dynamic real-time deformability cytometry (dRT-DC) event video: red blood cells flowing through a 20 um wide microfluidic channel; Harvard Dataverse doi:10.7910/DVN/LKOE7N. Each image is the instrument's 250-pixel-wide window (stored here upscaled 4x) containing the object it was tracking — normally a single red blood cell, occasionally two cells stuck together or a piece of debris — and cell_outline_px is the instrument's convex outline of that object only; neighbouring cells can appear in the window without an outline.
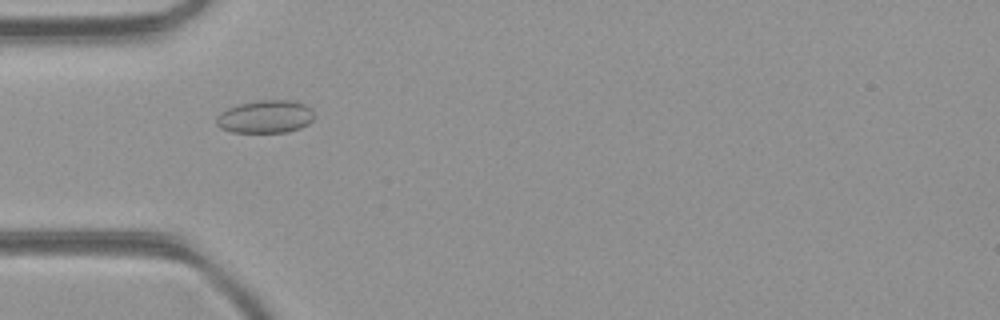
{"species": "common noctule bat (a hibernating species)", "species_latin": "Nyctalus noctula", "temperature_condition": "room temperature", "stored_images_in_passage": 4, "camera_frame_rate_fps": 3000, "um_per_image_px": 0.085, "animal": {"sex": "female", "body_mass_g": 21.9}, "frame": {"image": 1, "passage_image": 2, "time_ms": 0.333, "image_size_px": [1000, 320], "cell_outline_px": [[312, 120], [308, 124], [300, 128], [288, 132], [232, 132], [220, 128], [216, 124], [216, 116], [220, 112], [228, 108], [240, 104], [260, 100], [288, 100], [304, 104], [312, 108]], "centroid_in_image_um": [22.54, 9.92], "position_along_channel_um": 62.5, "area_um2": 18.67}}
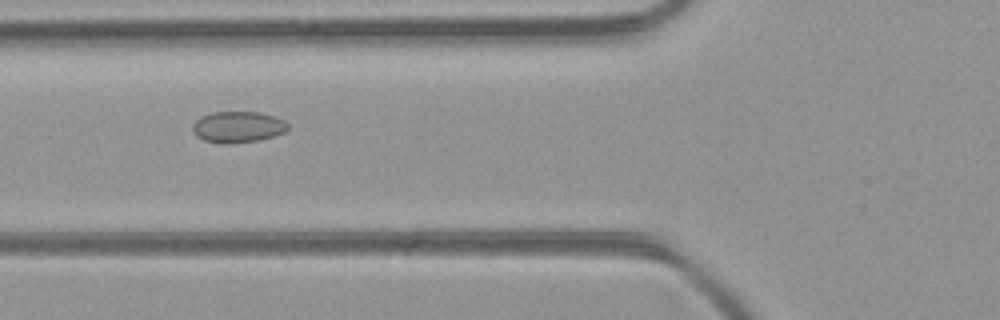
{"frame": {"image": 2, "passage_image": 3, "time_ms": 0.667, "image_size_px": [1000, 320], "cell_outline_px": [[288, 128], [284, 132], [260, 140], [228, 144], [220, 144], [204, 140], [196, 136], [192, 132], [192, 124], [196, 120], [212, 112], [260, 112], [284, 120], [288, 124]], "centroid_in_image_um": [20.19, 10.8], "position_along_channel_um": 105.6, "area_um2": 17.34}}
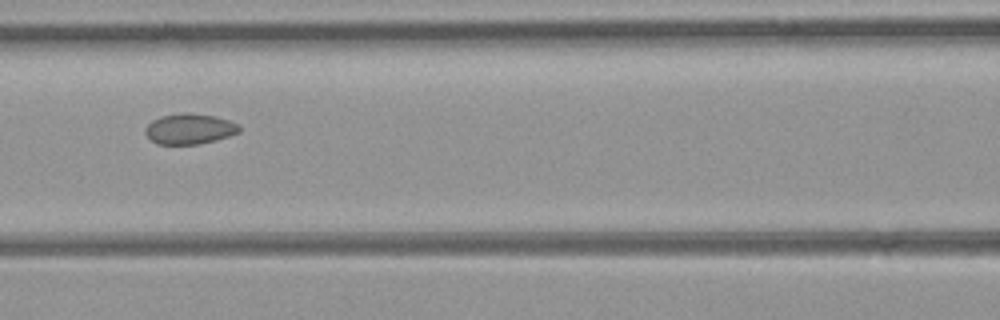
{"frame": {"image": 3, "passage_image": 4, "time_ms": 1.0, "image_size_px": [1000, 320], "cell_outline_px": [[240, 132], [216, 140], [200, 144], [160, 144], [152, 140], [144, 132], [144, 128], [152, 120], [160, 116], [180, 112], [188, 112], [216, 116], [240, 124]], "centroid_in_image_um": [16.12, 10.94], "position_along_channel_um": 150.5, "area_um2": 16.88}}